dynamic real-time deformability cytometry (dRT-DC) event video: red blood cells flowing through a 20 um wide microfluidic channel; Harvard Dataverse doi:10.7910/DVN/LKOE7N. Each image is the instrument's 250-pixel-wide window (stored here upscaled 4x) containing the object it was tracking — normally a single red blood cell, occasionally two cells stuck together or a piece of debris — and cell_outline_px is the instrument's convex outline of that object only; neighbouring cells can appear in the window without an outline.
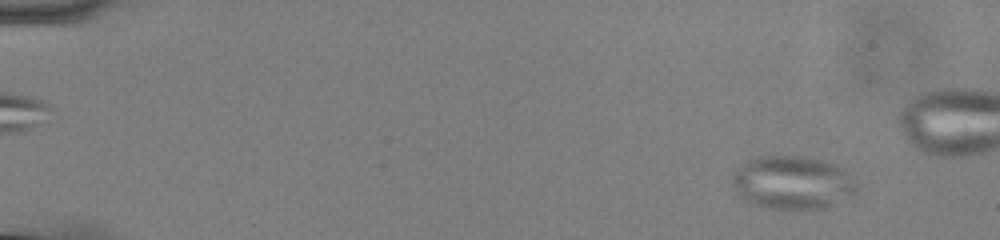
{"species": "common noctule bat (a hibernating species)", "species_latin": "Nyctalus noctula", "temperature_condition": "cold", "stored_images_in_passage": 51, "camera_frame_rate_fps": 3000, "um_per_image_px": 0.085, "animal": {"sex": "male", "body_mass_g": 13.0, "forearm_length_mm": 53.1}, "frame": {"image": 1, "passage_image": 5, "time_ms": 1.333, "image_size_px": [1000, 240], "cell_outline_px": [[860, 188], [856, 192], [836, 204], [824, 208], [772, 208], [756, 204], [744, 200], [736, 192], [732, 184], [732, 176], [736, 168], [748, 160], [760, 156], [800, 156], [824, 160], [836, 164]], "centroid_in_image_um": [67.34, 15.51], "position_along_channel_um": 17.7, "area_um2": 38.26}}
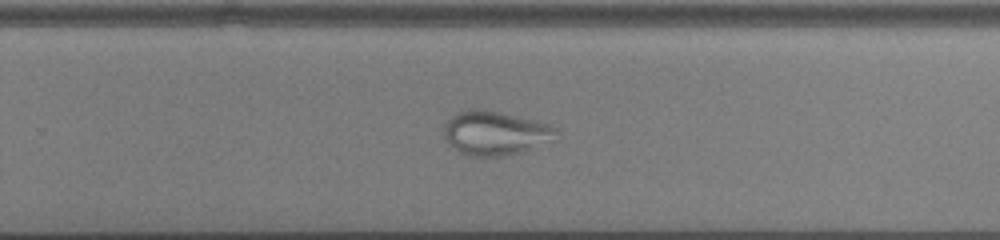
{"frame": {"image": 2, "passage_image": 37, "time_ms": 12.0, "image_size_px": [1000, 240], "cell_outline_px": [[552, 128], [548, 132], [524, 152], [500, 156], [472, 156], [460, 152], [452, 148], [444, 136], [444, 124], [452, 116], [468, 108], [480, 108], [500, 112], [548, 124]], "centroid_in_image_um": [41.82, 11.29], "position_along_channel_um": 288.0, "area_um2": 27.17}}
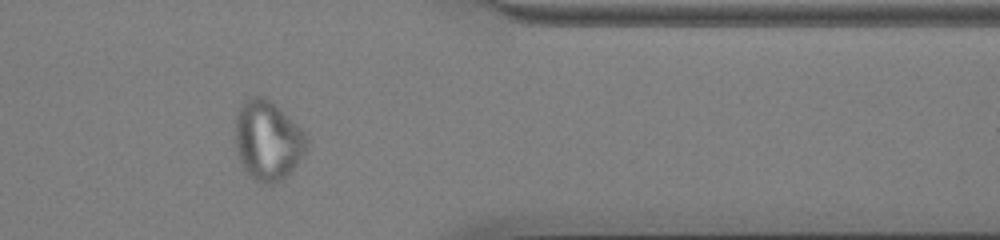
{"frame": {"image": 3, "passage_image": 46, "time_ms": 15.0, "image_size_px": [1000, 240], "cell_outline_px": [[308, 144], [304, 152], [296, 164], [280, 180], [272, 184], [260, 184], [244, 168], [240, 160], [236, 148], [236, 116], [240, 108], [252, 96], [264, 96], [276, 104], [300, 128], [308, 140]], "centroid_in_image_um": [22.75, 11.93], "position_along_channel_um": 388.6, "area_um2": 32.37}}